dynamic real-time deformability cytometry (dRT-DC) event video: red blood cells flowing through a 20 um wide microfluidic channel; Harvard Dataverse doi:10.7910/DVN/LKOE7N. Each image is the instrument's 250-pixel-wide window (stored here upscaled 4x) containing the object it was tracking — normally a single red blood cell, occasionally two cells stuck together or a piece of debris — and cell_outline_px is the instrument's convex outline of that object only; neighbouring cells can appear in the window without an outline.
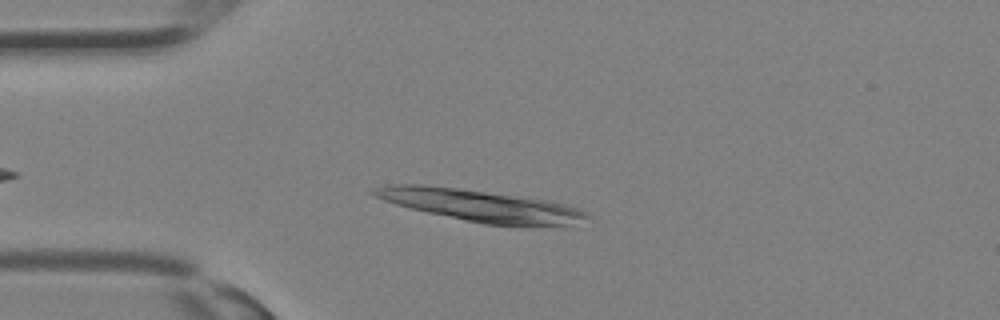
{"species": "Egyptian fruit bat (a non-hibernating species)", "species_latin": "Rousettus aegyptiacus", "temperature_condition": "room temperature", "stored_images_in_passage": 6, "camera_frame_rate_fps": 3000, "um_per_image_px": 0.085, "animal": {"sex": "female"}, "frame": {"image": 1, "passage_image": 4, "time_ms": 1.0, "image_size_px": [1000, 320], "cell_outline_px": [[592, 216], [564, 224], [484, 224], [464, 220], [428, 212], [396, 204], [384, 200], [368, 192], [376, 188], [392, 184], [424, 184], [528, 196], [548, 200], [580, 208]], "centroid_in_image_um": [40.79, 17.42], "position_along_channel_um": 44.2, "area_um2": 38.55}}